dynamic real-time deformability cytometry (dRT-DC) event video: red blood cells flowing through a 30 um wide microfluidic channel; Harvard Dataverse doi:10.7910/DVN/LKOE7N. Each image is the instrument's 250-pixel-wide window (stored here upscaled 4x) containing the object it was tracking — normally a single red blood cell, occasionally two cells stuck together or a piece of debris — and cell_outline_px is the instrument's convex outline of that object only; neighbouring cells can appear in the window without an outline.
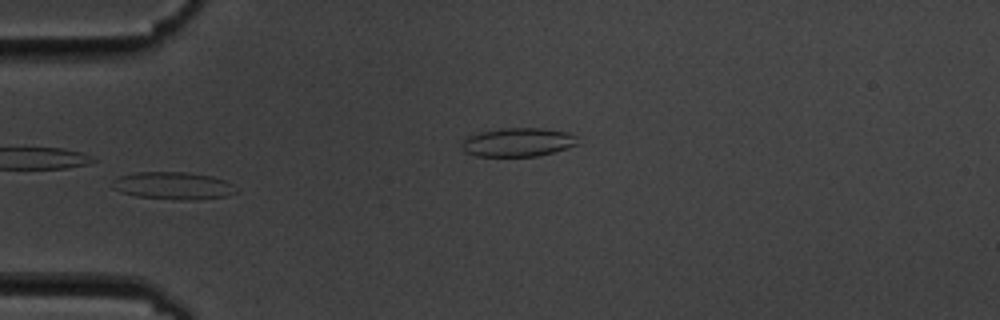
{"species": "common noctule bat (a hibernating species)", "species_latin": "Nyctalus noctula", "temperature_condition": "cold", "stored_images_in_passage": 17, "camera_frame_rate_fps": 3000, "um_per_image_px": 0.085, "animal": {"sex": "male", "body_mass_g": 19.5, "forearm_length_mm": 54.6}, "frame": {"image": 1, "passage_image": 6, "time_ms": 6.667, "image_size_px": [1000, 320], "cell_outline_px": [[240, 192], [224, 196], [192, 200], [180, 200], [136, 196], [120, 192], [112, 188], [112, 180], [120, 176], [136, 172], [184, 172], [212, 176], [224, 180], [232, 184]], "centroid_in_image_um": [14.71, 15.78], "position_along_channel_um": 70.3, "area_um2": 19.83}}
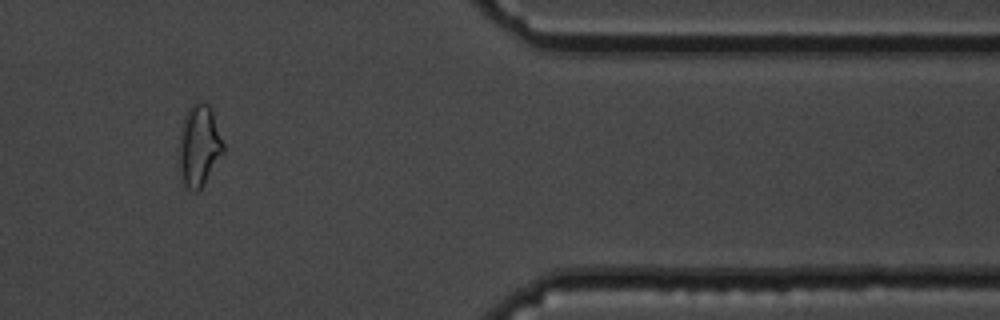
{"frame": {"image": 2, "passage_image": 15, "time_ms": 18.0, "image_size_px": [1000, 320], "cell_outline_px": [[224, 152], [200, 188], [196, 192], [188, 188], [184, 184], [180, 168], [180, 136], [184, 116], [188, 108], [196, 100], [200, 100], [208, 104], [212, 108], [224, 144]], "centroid_in_image_um": [16.95, 12.3], "position_along_channel_um": 394.5, "area_um2": 20.75}, "authors_computed_cell_mechanics": {"area_um2": 19.363, "velocity_mm_per_s": 3.5744, "shape_relaxation_time_tau1_ms": null, "shape_relaxation_time_tau2_ms": 0.06, "deformation_change_tau1": null, "deformation_change_tau2": 0.054}}